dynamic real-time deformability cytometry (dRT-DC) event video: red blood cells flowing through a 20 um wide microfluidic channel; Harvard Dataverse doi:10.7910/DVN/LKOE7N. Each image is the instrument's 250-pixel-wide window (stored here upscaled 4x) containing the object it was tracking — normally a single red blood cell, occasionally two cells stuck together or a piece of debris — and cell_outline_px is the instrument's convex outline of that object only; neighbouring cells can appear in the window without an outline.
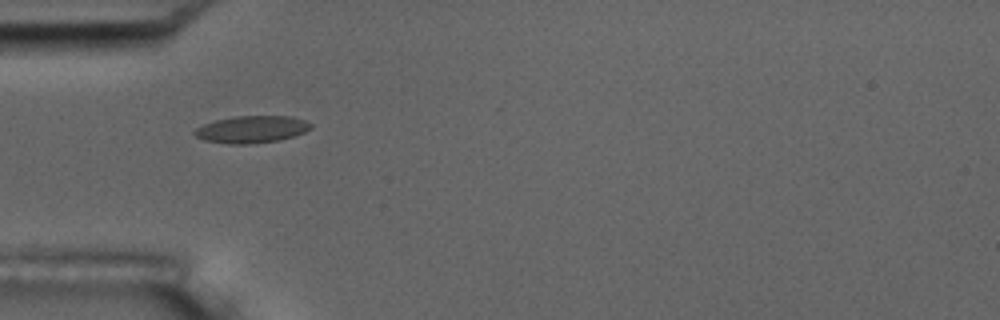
{"species": "common noctule bat (a hibernating species)", "species_latin": "Nyctalus noctula", "temperature_condition": "room temperature", "stored_images_in_passage": 9, "camera_frame_rate_fps": 3000, "um_per_image_px": 0.085, "animal": {"sex": "male", "body_mass_g": 17.5, "forearm_length_mm": 52.3}, "frame": {"image": 1, "passage_image": 1, "time_ms": 0.0, "image_size_px": [1000, 320], "cell_outline_px": [[312, 128], [304, 132], [280, 140], [248, 144], [228, 144], [204, 140], [196, 136], [192, 132], [196, 128], [204, 124], [216, 120], [236, 116], [292, 116], [304, 120], [312, 124]], "centroid_in_image_um": [21.39, 10.99], "position_along_channel_um": 63.6, "area_um2": 18.32}}
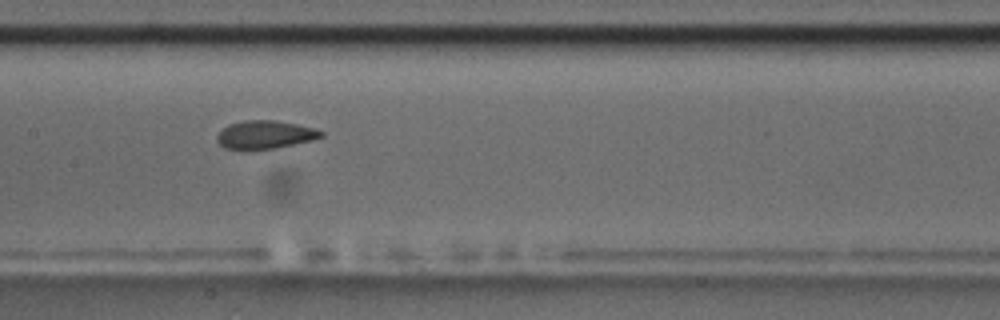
{"frame": {"image": 2, "passage_image": 4, "time_ms": 3.333, "image_size_px": [1000, 320], "cell_outline_px": [[324, 136], [312, 140], [276, 148], [224, 148], [216, 140], [216, 136], [228, 124], [244, 120], [276, 120], [296, 124], [312, 128], [324, 132]], "centroid_in_image_um": [22.53, 11.43], "position_along_channel_um": 184.9, "area_um2": 16.76}}